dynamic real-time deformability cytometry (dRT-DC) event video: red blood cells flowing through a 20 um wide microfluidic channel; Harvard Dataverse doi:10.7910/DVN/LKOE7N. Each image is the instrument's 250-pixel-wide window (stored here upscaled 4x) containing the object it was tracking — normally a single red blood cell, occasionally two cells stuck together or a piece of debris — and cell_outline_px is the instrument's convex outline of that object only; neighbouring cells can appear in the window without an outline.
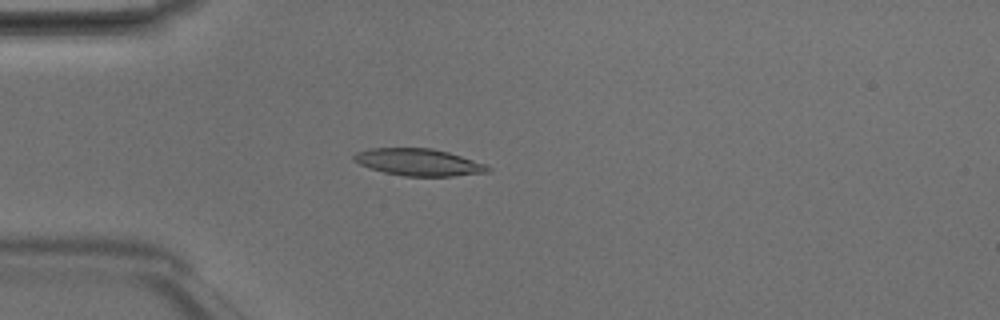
{"species": "Egyptian fruit bat (a non-hibernating species)", "species_latin": "Rousettus aegyptiacus", "temperature_condition": "room temperature", "stored_images_in_passage": 44, "camera_frame_rate_fps": 3000, "um_per_image_px": 0.085, "animal": {"sex": "male"}, "frame": {"image": 1, "passage_image": 9, "time_ms": 2.667, "image_size_px": [1000, 320], "cell_outline_px": [[492, 168], [488, 172], [452, 176], [404, 176], [384, 172], [360, 164], [352, 160], [352, 156], [356, 152], [372, 148], [432, 148], [448, 152], [484, 164]], "centroid_in_image_um": [35.56, 13.78], "position_along_channel_um": 49.4, "area_um2": 20.87}}
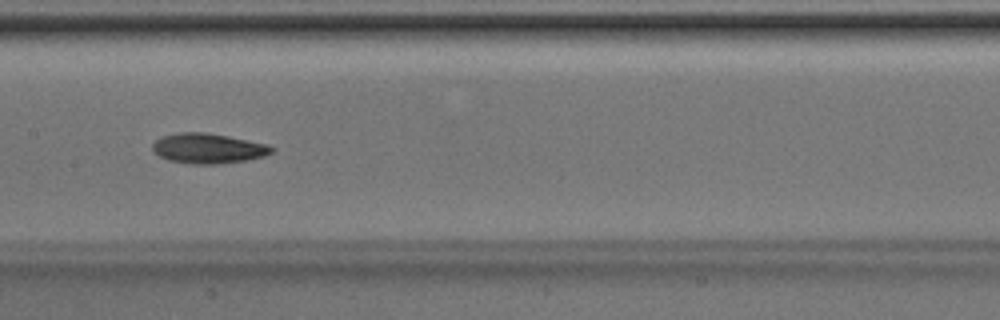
{"frame": {"image": 2, "passage_image": 20, "time_ms": 6.333, "image_size_px": [1000, 320], "cell_outline_px": [[276, 148], [272, 152], [264, 156], [244, 160], [216, 164], [192, 164], [168, 160], [152, 152], [152, 144], [156, 140], [164, 136], [176, 132], [208, 132], [268, 144]], "centroid_in_image_um": [17.68, 12.6], "position_along_channel_um": 189.7, "area_um2": 20.92}}
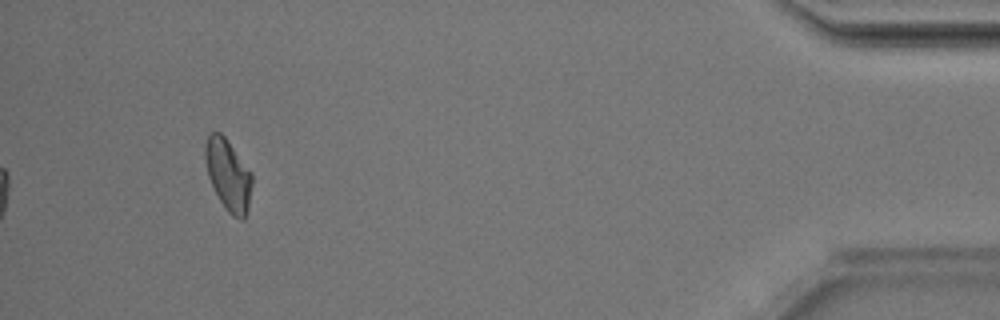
{"frame": {"image": 3, "passage_image": 41, "time_ms": 13.333, "image_size_px": [1000, 320], "cell_outline_px": [[252, 184], [248, 208], [244, 220], [240, 220], [232, 216], [224, 208], [208, 176], [204, 156], [204, 148], [208, 136], [212, 132], [220, 132], [224, 136], [252, 172]], "centroid_in_image_um": [19.4, 14.88], "position_along_channel_um": 415.8, "area_um2": 19.42}, "authors_computed_cell_mechanics": {"area_um2": 20.1722, "velocity_mm_per_s": 4.1935, "shape_relaxation_time_tau1_ms": 2.7441, "shape_relaxation_time_tau2_ms": 6.1428, "deformation_change_tau1": 0.1285, "deformation_change_tau2": 0.1317}}